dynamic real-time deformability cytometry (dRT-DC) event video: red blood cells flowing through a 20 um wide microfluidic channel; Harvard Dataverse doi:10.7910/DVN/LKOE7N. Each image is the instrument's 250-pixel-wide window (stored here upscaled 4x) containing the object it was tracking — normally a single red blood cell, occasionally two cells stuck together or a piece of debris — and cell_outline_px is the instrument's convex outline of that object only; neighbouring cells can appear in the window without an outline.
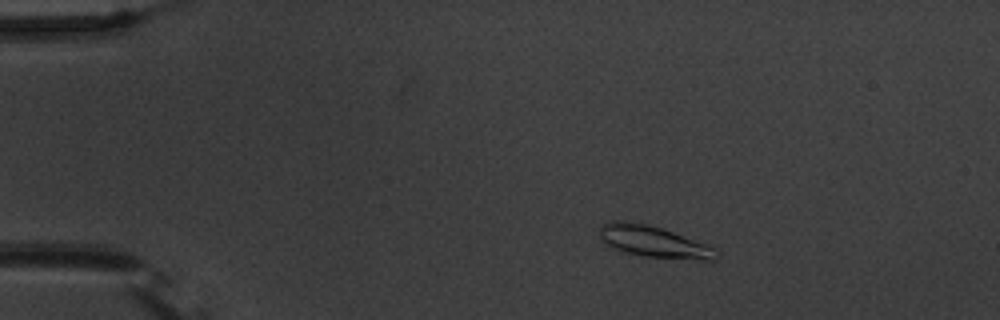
{"species": "common noctule bat (a hibernating species)", "species_latin": "Nyctalus noctula", "temperature_condition": "warm", "stored_images_in_passage": 11, "camera_frame_rate_fps": 3000, "um_per_image_px": 0.085, "animal": {"sex": "male", "body_mass_g": 20.1, "forearm_length_mm": 53.5}, "frame": {"image": 1, "passage_image": 11, "time_ms": 3.333, "image_size_px": [1000, 320], "cell_outline_px": [[720, 256], [712, 260], [704, 260], [644, 256], [612, 248], [604, 244], [600, 236], [600, 224], [612, 220], [624, 220], [644, 224], [660, 228], [712, 244], [720, 252]], "centroid_in_image_um": [55.62, 20.54], "position_along_channel_um": 29.4, "area_um2": 21.68}}